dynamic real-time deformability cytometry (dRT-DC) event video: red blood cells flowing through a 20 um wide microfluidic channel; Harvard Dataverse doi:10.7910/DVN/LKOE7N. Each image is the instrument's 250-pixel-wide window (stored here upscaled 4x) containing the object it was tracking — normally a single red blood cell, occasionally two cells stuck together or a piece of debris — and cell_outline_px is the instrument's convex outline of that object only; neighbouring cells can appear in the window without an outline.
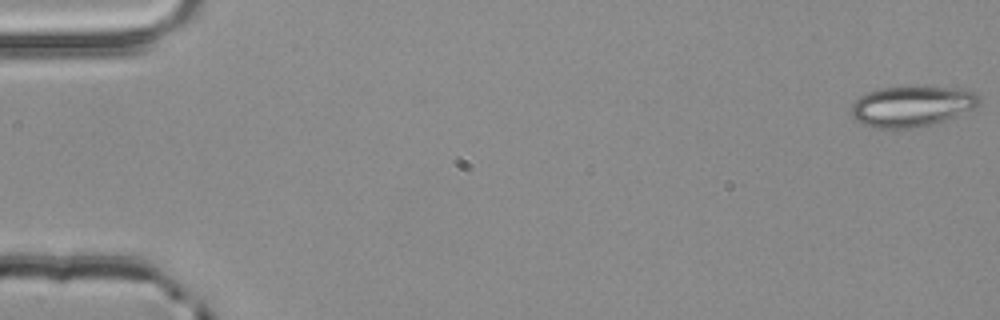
{"species": "common noctule bat (a hibernating species)", "species_latin": "Nyctalus noctula", "temperature_condition": "room temperature", "stored_images_in_passage": 15, "camera_frame_rate_fps": 3000, "um_per_image_px": 0.085, "animal": {"sex": "male", "body_mass_g": 20.4}, "frame": {"image": 1, "passage_image": 1, "time_ms": 0.0, "image_size_px": [1000, 320], "cell_outline_px": [[980, 104], [972, 108], [944, 120], [912, 128], [872, 128], [856, 120], [852, 116], [852, 104], [860, 96], [868, 92], [880, 88], [908, 84], [956, 88], [976, 92], [980, 96]], "centroid_in_image_um": [77.49, 8.98], "position_along_channel_um": 7.5, "area_um2": 30.63}}